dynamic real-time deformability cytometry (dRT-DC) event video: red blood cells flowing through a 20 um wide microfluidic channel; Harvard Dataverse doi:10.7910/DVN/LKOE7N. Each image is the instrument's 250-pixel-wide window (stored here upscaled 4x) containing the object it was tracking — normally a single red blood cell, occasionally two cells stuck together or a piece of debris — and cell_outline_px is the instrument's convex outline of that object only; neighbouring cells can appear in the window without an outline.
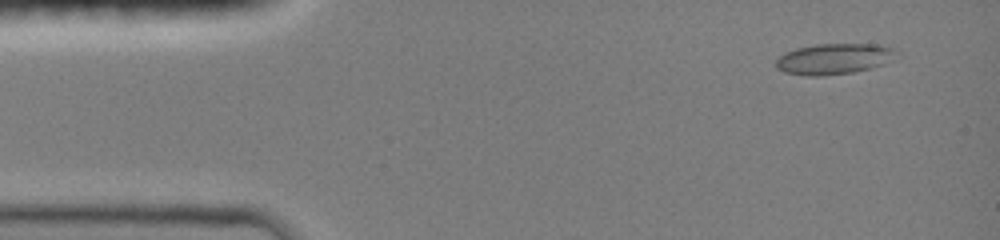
{"species": "common noctule bat (a hibernating species)", "species_latin": "Nyctalus noctula", "temperature_condition": "room temperature", "stored_images_in_passage": 46, "camera_frame_rate_fps": 3000, "um_per_image_px": 0.085, "animal": {"sex": "female", "body_mass_g": 19.0, "forearm_length_mm": 51.5}, "frame": {"image": 1, "passage_image": 3, "time_ms": 0.667, "image_size_px": [1000, 240], "cell_outline_px": [[900, 56], [884, 64], [872, 68], [852, 72], [824, 76], [808, 76], [784, 72], [776, 68], [776, 60], [784, 52], [796, 48], [816, 44], [872, 44], [892, 48], [900, 52]], "centroid_in_image_um": [70.91, 5.01], "position_along_channel_um": 14.1, "area_um2": 21.85}}
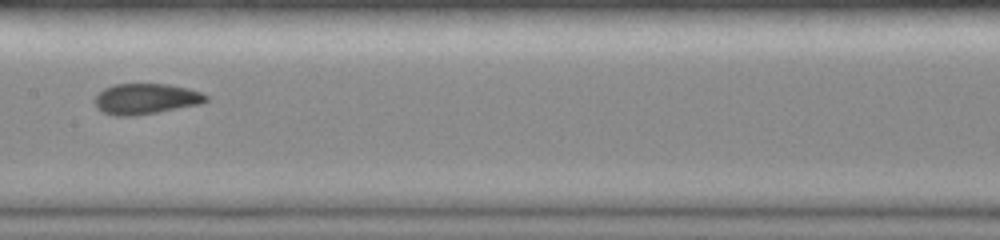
{"frame": {"image": 2, "passage_image": 23, "time_ms": 7.333, "image_size_px": [1000, 240], "cell_outline_px": [[208, 100], [200, 104], [156, 112], [132, 116], [116, 116], [104, 112], [96, 108], [92, 100], [104, 88], [112, 84], [168, 84], [188, 88], [200, 92], [208, 96]], "centroid_in_image_um": [12.36, 8.4], "position_along_channel_um": 195.0, "area_um2": 19.88}}
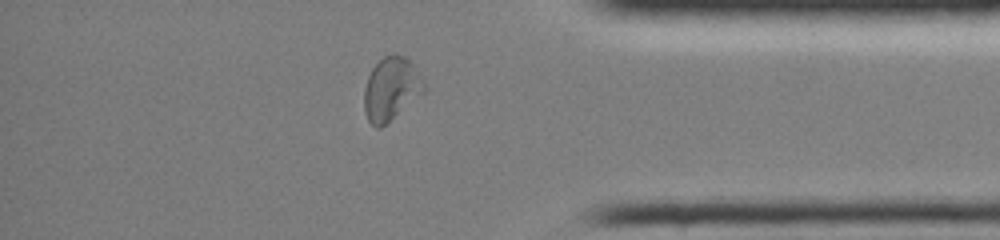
{"frame": {"image": 3, "passage_image": 39, "time_ms": 12.667, "image_size_px": [1000, 240], "cell_outline_px": [[428, 88], [424, 92], [380, 128], [376, 128], [368, 120], [364, 112], [364, 88], [368, 76], [372, 68], [384, 56], [392, 52], [396, 52], [404, 56], [412, 64]], "centroid_in_image_um": [33.23, 7.53], "position_along_channel_um": 402.0, "area_um2": 21.96}}